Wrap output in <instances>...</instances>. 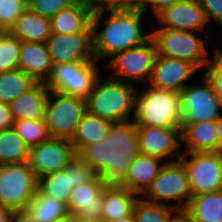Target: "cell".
<instances>
[{
	"instance_id": "cell-46",
	"label": "cell",
	"mask_w": 222,
	"mask_h": 222,
	"mask_svg": "<svg viewBox=\"0 0 222 222\" xmlns=\"http://www.w3.org/2000/svg\"><path fill=\"white\" fill-rule=\"evenodd\" d=\"M56 222H83L82 219L75 213H67L64 217Z\"/></svg>"
},
{
	"instance_id": "cell-23",
	"label": "cell",
	"mask_w": 222,
	"mask_h": 222,
	"mask_svg": "<svg viewBox=\"0 0 222 222\" xmlns=\"http://www.w3.org/2000/svg\"><path fill=\"white\" fill-rule=\"evenodd\" d=\"M182 153L217 152L218 136L216 120L189 123L181 130Z\"/></svg>"
},
{
	"instance_id": "cell-11",
	"label": "cell",
	"mask_w": 222,
	"mask_h": 222,
	"mask_svg": "<svg viewBox=\"0 0 222 222\" xmlns=\"http://www.w3.org/2000/svg\"><path fill=\"white\" fill-rule=\"evenodd\" d=\"M200 85L194 86L188 83L179 92L181 130L189 123L213 121L222 115V105L205 76Z\"/></svg>"
},
{
	"instance_id": "cell-20",
	"label": "cell",
	"mask_w": 222,
	"mask_h": 222,
	"mask_svg": "<svg viewBox=\"0 0 222 222\" xmlns=\"http://www.w3.org/2000/svg\"><path fill=\"white\" fill-rule=\"evenodd\" d=\"M45 82H37L9 103L13 121L45 120V107L49 94Z\"/></svg>"
},
{
	"instance_id": "cell-32",
	"label": "cell",
	"mask_w": 222,
	"mask_h": 222,
	"mask_svg": "<svg viewBox=\"0 0 222 222\" xmlns=\"http://www.w3.org/2000/svg\"><path fill=\"white\" fill-rule=\"evenodd\" d=\"M177 210L157 203H150L141 197L133 208L135 222H169Z\"/></svg>"
},
{
	"instance_id": "cell-38",
	"label": "cell",
	"mask_w": 222,
	"mask_h": 222,
	"mask_svg": "<svg viewBox=\"0 0 222 222\" xmlns=\"http://www.w3.org/2000/svg\"><path fill=\"white\" fill-rule=\"evenodd\" d=\"M204 10L207 22L212 20L222 27V0H198Z\"/></svg>"
},
{
	"instance_id": "cell-12",
	"label": "cell",
	"mask_w": 222,
	"mask_h": 222,
	"mask_svg": "<svg viewBox=\"0 0 222 222\" xmlns=\"http://www.w3.org/2000/svg\"><path fill=\"white\" fill-rule=\"evenodd\" d=\"M179 160L186 169L192 196L222 190V162L216 152L182 153Z\"/></svg>"
},
{
	"instance_id": "cell-9",
	"label": "cell",
	"mask_w": 222,
	"mask_h": 222,
	"mask_svg": "<svg viewBox=\"0 0 222 222\" xmlns=\"http://www.w3.org/2000/svg\"><path fill=\"white\" fill-rule=\"evenodd\" d=\"M85 112V99L49 91L45 121L50 136L71 139Z\"/></svg>"
},
{
	"instance_id": "cell-4",
	"label": "cell",
	"mask_w": 222,
	"mask_h": 222,
	"mask_svg": "<svg viewBox=\"0 0 222 222\" xmlns=\"http://www.w3.org/2000/svg\"><path fill=\"white\" fill-rule=\"evenodd\" d=\"M180 96L176 91L150 85L136 90L134 117L136 126L181 128Z\"/></svg>"
},
{
	"instance_id": "cell-2",
	"label": "cell",
	"mask_w": 222,
	"mask_h": 222,
	"mask_svg": "<svg viewBox=\"0 0 222 222\" xmlns=\"http://www.w3.org/2000/svg\"><path fill=\"white\" fill-rule=\"evenodd\" d=\"M104 14V15H103ZM105 14L108 17H103ZM141 7H116L93 11L91 20L92 50L96 61L113 57L144 44L151 38V31L144 34ZM105 18V22H104ZM103 19V20H102ZM103 23V24H102Z\"/></svg>"
},
{
	"instance_id": "cell-22",
	"label": "cell",
	"mask_w": 222,
	"mask_h": 222,
	"mask_svg": "<svg viewBox=\"0 0 222 222\" xmlns=\"http://www.w3.org/2000/svg\"><path fill=\"white\" fill-rule=\"evenodd\" d=\"M92 15L91 8L81 0H76L50 18L51 32L55 34L92 32Z\"/></svg>"
},
{
	"instance_id": "cell-18",
	"label": "cell",
	"mask_w": 222,
	"mask_h": 222,
	"mask_svg": "<svg viewBox=\"0 0 222 222\" xmlns=\"http://www.w3.org/2000/svg\"><path fill=\"white\" fill-rule=\"evenodd\" d=\"M159 26L188 32H204L208 25L204 10L198 0H188L169 6L156 16Z\"/></svg>"
},
{
	"instance_id": "cell-14",
	"label": "cell",
	"mask_w": 222,
	"mask_h": 222,
	"mask_svg": "<svg viewBox=\"0 0 222 222\" xmlns=\"http://www.w3.org/2000/svg\"><path fill=\"white\" fill-rule=\"evenodd\" d=\"M95 175L90 165L76 156L62 171L39 178L38 189L67 205L72 188L90 181Z\"/></svg>"
},
{
	"instance_id": "cell-48",
	"label": "cell",
	"mask_w": 222,
	"mask_h": 222,
	"mask_svg": "<svg viewBox=\"0 0 222 222\" xmlns=\"http://www.w3.org/2000/svg\"><path fill=\"white\" fill-rule=\"evenodd\" d=\"M110 222H135V220H134V216L132 213L130 216H125V217H122V218H119L115 221H110Z\"/></svg>"
},
{
	"instance_id": "cell-47",
	"label": "cell",
	"mask_w": 222,
	"mask_h": 222,
	"mask_svg": "<svg viewBox=\"0 0 222 222\" xmlns=\"http://www.w3.org/2000/svg\"><path fill=\"white\" fill-rule=\"evenodd\" d=\"M216 131L218 136V146H222V115L216 119Z\"/></svg>"
},
{
	"instance_id": "cell-15",
	"label": "cell",
	"mask_w": 222,
	"mask_h": 222,
	"mask_svg": "<svg viewBox=\"0 0 222 222\" xmlns=\"http://www.w3.org/2000/svg\"><path fill=\"white\" fill-rule=\"evenodd\" d=\"M136 128L141 154L158 157L166 162L179 160L183 150L181 128L152 126H136Z\"/></svg>"
},
{
	"instance_id": "cell-30",
	"label": "cell",
	"mask_w": 222,
	"mask_h": 222,
	"mask_svg": "<svg viewBox=\"0 0 222 222\" xmlns=\"http://www.w3.org/2000/svg\"><path fill=\"white\" fill-rule=\"evenodd\" d=\"M36 83L32 76L18 68L0 72V102L9 104Z\"/></svg>"
},
{
	"instance_id": "cell-16",
	"label": "cell",
	"mask_w": 222,
	"mask_h": 222,
	"mask_svg": "<svg viewBox=\"0 0 222 222\" xmlns=\"http://www.w3.org/2000/svg\"><path fill=\"white\" fill-rule=\"evenodd\" d=\"M46 45L53 65L94 59L92 32L52 33Z\"/></svg>"
},
{
	"instance_id": "cell-5",
	"label": "cell",
	"mask_w": 222,
	"mask_h": 222,
	"mask_svg": "<svg viewBox=\"0 0 222 222\" xmlns=\"http://www.w3.org/2000/svg\"><path fill=\"white\" fill-rule=\"evenodd\" d=\"M140 197L150 203L166 205L175 210H185L192 197V192L183 163L180 160L166 162Z\"/></svg>"
},
{
	"instance_id": "cell-37",
	"label": "cell",
	"mask_w": 222,
	"mask_h": 222,
	"mask_svg": "<svg viewBox=\"0 0 222 222\" xmlns=\"http://www.w3.org/2000/svg\"><path fill=\"white\" fill-rule=\"evenodd\" d=\"M76 0H27L28 7L42 16L51 18Z\"/></svg>"
},
{
	"instance_id": "cell-24",
	"label": "cell",
	"mask_w": 222,
	"mask_h": 222,
	"mask_svg": "<svg viewBox=\"0 0 222 222\" xmlns=\"http://www.w3.org/2000/svg\"><path fill=\"white\" fill-rule=\"evenodd\" d=\"M165 163L166 161L158 157L139 153L128 168L127 189L141 196Z\"/></svg>"
},
{
	"instance_id": "cell-33",
	"label": "cell",
	"mask_w": 222,
	"mask_h": 222,
	"mask_svg": "<svg viewBox=\"0 0 222 222\" xmlns=\"http://www.w3.org/2000/svg\"><path fill=\"white\" fill-rule=\"evenodd\" d=\"M12 127L30 148L51 137L45 120L14 121Z\"/></svg>"
},
{
	"instance_id": "cell-8",
	"label": "cell",
	"mask_w": 222,
	"mask_h": 222,
	"mask_svg": "<svg viewBox=\"0 0 222 222\" xmlns=\"http://www.w3.org/2000/svg\"><path fill=\"white\" fill-rule=\"evenodd\" d=\"M38 189V178L27 162L0 164V204L24 210Z\"/></svg>"
},
{
	"instance_id": "cell-31",
	"label": "cell",
	"mask_w": 222,
	"mask_h": 222,
	"mask_svg": "<svg viewBox=\"0 0 222 222\" xmlns=\"http://www.w3.org/2000/svg\"><path fill=\"white\" fill-rule=\"evenodd\" d=\"M29 150L13 127L0 131V164L27 162Z\"/></svg>"
},
{
	"instance_id": "cell-35",
	"label": "cell",
	"mask_w": 222,
	"mask_h": 222,
	"mask_svg": "<svg viewBox=\"0 0 222 222\" xmlns=\"http://www.w3.org/2000/svg\"><path fill=\"white\" fill-rule=\"evenodd\" d=\"M212 57L204 68L203 74L211 83L215 95L222 105V48L215 47Z\"/></svg>"
},
{
	"instance_id": "cell-6",
	"label": "cell",
	"mask_w": 222,
	"mask_h": 222,
	"mask_svg": "<svg viewBox=\"0 0 222 222\" xmlns=\"http://www.w3.org/2000/svg\"><path fill=\"white\" fill-rule=\"evenodd\" d=\"M196 32L155 28L151 32L157 55L185 60L202 71L209 62V52L204 40Z\"/></svg>"
},
{
	"instance_id": "cell-40",
	"label": "cell",
	"mask_w": 222,
	"mask_h": 222,
	"mask_svg": "<svg viewBox=\"0 0 222 222\" xmlns=\"http://www.w3.org/2000/svg\"><path fill=\"white\" fill-rule=\"evenodd\" d=\"M13 123L9 104L0 102V131L12 128Z\"/></svg>"
},
{
	"instance_id": "cell-28",
	"label": "cell",
	"mask_w": 222,
	"mask_h": 222,
	"mask_svg": "<svg viewBox=\"0 0 222 222\" xmlns=\"http://www.w3.org/2000/svg\"><path fill=\"white\" fill-rule=\"evenodd\" d=\"M185 210L195 222H222V190L193 195Z\"/></svg>"
},
{
	"instance_id": "cell-29",
	"label": "cell",
	"mask_w": 222,
	"mask_h": 222,
	"mask_svg": "<svg viewBox=\"0 0 222 222\" xmlns=\"http://www.w3.org/2000/svg\"><path fill=\"white\" fill-rule=\"evenodd\" d=\"M35 222H56L68 213L67 205L37 189L24 209Z\"/></svg>"
},
{
	"instance_id": "cell-7",
	"label": "cell",
	"mask_w": 222,
	"mask_h": 222,
	"mask_svg": "<svg viewBox=\"0 0 222 222\" xmlns=\"http://www.w3.org/2000/svg\"><path fill=\"white\" fill-rule=\"evenodd\" d=\"M97 64L99 62L93 59L53 65L46 86L50 91L86 99L100 77L101 66Z\"/></svg>"
},
{
	"instance_id": "cell-27",
	"label": "cell",
	"mask_w": 222,
	"mask_h": 222,
	"mask_svg": "<svg viewBox=\"0 0 222 222\" xmlns=\"http://www.w3.org/2000/svg\"><path fill=\"white\" fill-rule=\"evenodd\" d=\"M140 196L128 189L103 190L102 222L130 216Z\"/></svg>"
},
{
	"instance_id": "cell-17",
	"label": "cell",
	"mask_w": 222,
	"mask_h": 222,
	"mask_svg": "<svg viewBox=\"0 0 222 222\" xmlns=\"http://www.w3.org/2000/svg\"><path fill=\"white\" fill-rule=\"evenodd\" d=\"M199 70L190 62L157 55L148 84L157 89L180 92Z\"/></svg>"
},
{
	"instance_id": "cell-39",
	"label": "cell",
	"mask_w": 222,
	"mask_h": 222,
	"mask_svg": "<svg viewBox=\"0 0 222 222\" xmlns=\"http://www.w3.org/2000/svg\"><path fill=\"white\" fill-rule=\"evenodd\" d=\"M185 1L188 0H143V3L141 4L140 7L147 14L153 13L155 18V16L163 9Z\"/></svg>"
},
{
	"instance_id": "cell-1",
	"label": "cell",
	"mask_w": 222,
	"mask_h": 222,
	"mask_svg": "<svg viewBox=\"0 0 222 222\" xmlns=\"http://www.w3.org/2000/svg\"><path fill=\"white\" fill-rule=\"evenodd\" d=\"M133 120L111 123L106 137L85 147L77 156L90 165L103 190L127 189V172L139 154Z\"/></svg>"
},
{
	"instance_id": "cell-45",
	"label": "cell",
	"mask_w": 222,
	"mask_h": 222,
	"mask_svg": "<svg viewBox=\"0 0 222 222\" xmlns=\"http://www.w3.org/2000/svg\"><path fill=\"white\" fill-rule=\"evenodd\" d=\"M13 210L0 204V222H10Z\"/></svg>"
},
{
	"instance_id": "cell-44",
	"label": "cell",
	"mask_w": 222,
	"mask_h": 222,
	"mask_svg": "<svg viewBox=\"0 0 222 222\" xmlns=\"http://www.w3.org/2000/svg\"><path fill=\"white\" fill-rule=\"evenodd\" d=\"M143 0H113V8L116 7H140Z\"/></svg>"
},
{
	"instance_id": "cell-34",
	"label": "cell",
	"mask_w": 222,
	"mask_h": 222,
	"mask_svg": "<svg viewBox=\"0 0 222 222\" xmlns=\"http://www.w3.org/2000/svg\"><path fill=\"white\" fill-rule=\"evenodd\" d=\"M20 46L17 37L9 31H0V72L18 68Z\"/></svg>"
},
{
	"instance_id": "cell-42",
	"label": "cell",
	"mask_w": 222,
	"mask_h": 222,
	"mask_svg": "<svg viewBox=\"0 0 222 222\" xmlns=\"http://www.w3.org/2000/svg\"><path fill=\"white\" fill-rule=\"evenodd\" d=\"M10 222H35L25 210H15Z\"/></svg>"
},
{
	"instance_id": "cell-13",
	"label": "cell",
	"mask_w": 222,
	"mask_h": 222,
	"mask_svg": "<svg viewBox=\"0 0 222 222\" xmlns=\"http://www.w3.org/2000/svg\"><path fill=\"white\" fill-rule=\"evenodd\" d=\"M76 157L70 139L50 137L29 150L28 165L39 179L62 171Z\"/></svg>"
},
{
	"instance_id": "cell-43",
	"label": "cell",
	"mask_w": 222,
	"mask_h": 222,
	"mask_svg": "<svg viewBox=\"0 0 222 222\" xmlns=\"http://www.w3.org/2000/svg\"><path fill=\"white\" fill-rule=\"evenodd\" d=\"M169 222H195L186 210H177Z\"/></svg>"
},
{
	"instance_id": "cell-36",
	"label": "cell",
	"mask_w": 222,
	"mask_h": 222,
	"mask_svg": "<svg viewBox=\"0 0 222 222\" xmlns=\"http://www.w3.org/2000/svg\"><path fill=\"white\" fill-rule=\"evenodd\" d=\"M27 7V0H0V31H9Z\"/></svg>"
},
{
	"instance_id": "cell-21",
	"label": "cell",
	"mask_w": 222,
	"mask_h": 222,
	"mask_svg": "<svg viewBox=\"0 0 222 222\" xmlns=\"http://www.w3.org/2000/svg\"><path fill=\"white\" fill-rule=\"evenodd\" d=\"M52 67L46 43L21 41L18 69L32 76L37 82H46Z\"/></svg>"
},
{
	"instance_id": "cell-19",
	"label": "cell",
	"mask_w": 222,
	"mask_h": 222,
	"mask_svg": "<svg viewBox=\"0 0 222 222\" xmlns=\"http://www.w3.org/2000/svg\"><path fill=\"white\" fill-rule=\"evenodd\" d=\"M102 203L103 189L95 175L90 181L72 188L67 209L83 222H102Z\"/></svg>"
},
{
	"instance_id": "cell-26",
	"label": "cell",
	"mask_w": 222,
	"mask_h": 222,
	"mask_svg": "<svg viewBox=\"0 0 222 222\" xmlns=\"http://www.w3.org/2000/svg\"><path fill=\"white\" fill-rule=\"evenodd\" d=\"M110 125L111 122L86 111L80 119L74 135L70 139L76 156L85 147L102 141L106 137Z\"/></svg>"
},
{
	"instance_id": "cell-41",
	"label": "cell",
	"mask_w": 222,
	"mask_h": 222,
	"mask_svg": "<svg viewBox=\"0 0 222 222\" xmlns=\"http://www.w3.org/2000/svg\"><path fill=\"white\" fill-rule=\"evenodd\" d=\"M93 11L98 9L113 8V0H81Z\"/></svg>"
},
{
	"instance_id": "cell-25",
	"label": "cell",
	"mask_w": 222,
	"mask_h": 222,
	"mask_svg": "<svg viewBox=\"0 0 222 222\" xmlns=\"http://www.w3.org/2000/svg\"><path fill=\"white\" fill-rule=\"evenodd\" d=\"M9 32L20 41L46 43L52 35L50 18L27 7Z\"/></svg>"
},
{
	"instance_id": "cell-10",
	"label": "cell",
	"mask_w": 222,
	"mask_h": 222,
	"mask_svg": "<svg viewBox=\"0 0 222 222\" xmlns=\"http://www.w3.org/2000/svg\"><path fill=\"white\" fill-rule=\"evenodd\" d=\"M157 56V48L152 38L144 44L119 52L104 64L112 73L109 76L135 84L144 81L149 82L154 62Z\"/></svg>"
},
{
	"instance_id": "cell-3",
	"label": "cell",
	"mask_w": 222,
	"mask_h": 222,
	"mask_svg": "<svg viewBox=\"0 0 222 222\" xmlns=\"http://www.w3.org/2000/svg\"><path fill=\"white\" fill-rule=\"evenodd\" d=\"M98 78L86 100V111L111 123L133 120L136 84L108 76Z\"/></svg>"
},
{
	"instance_id": "cell-49",
	"label": "cell",
	"mask_w": 222,
	"mask_h": 222,
	"mask_svg": "<svg viewBox=\"0 0 222 222\" xmlns=\"http://www.w3.org/2000/svg\"><path fill=\"white\" fill-rule=\"evenodd\" d=\"M216 153L218 154V156L220 157V160L222 162V146H218V150Z\"/></svg>"
}]
</instances>
